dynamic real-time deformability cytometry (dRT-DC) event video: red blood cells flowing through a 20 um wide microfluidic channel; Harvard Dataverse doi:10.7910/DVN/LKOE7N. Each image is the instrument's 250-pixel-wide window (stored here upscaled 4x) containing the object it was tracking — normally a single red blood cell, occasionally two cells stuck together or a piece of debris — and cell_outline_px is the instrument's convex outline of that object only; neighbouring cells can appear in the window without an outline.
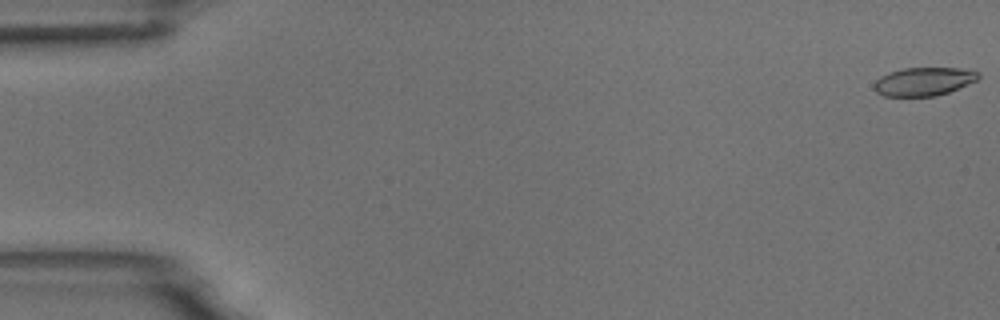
{"species": "common noctule bat (a hibernating species)", "species_latin": "Nyctalus noctula", "temperature_condition": "room temperature", "stored_images_in_passage": 55, "camera_frame_rate_fps": 3000, "um_per_image_px": 0.085, "animal": {"sex": "male", "body_mass_g": 18.8}, "frame": {"image": 1, "passage_image": 1, "time_ms": 0.0, "image_size_px": [1000, 320], "cell_outline_px": [[980, 76], [976, 80], [968, 84], [948, 92], [936, 96], [884, 96], [876, 92], [872, 88], [872, 84], [880, 76], [888, 72], [904, 68], [960, 68], [980, 72]], "centroid_in_image_um": [78.47, 6.93], "position_along_channel_um": 6.5, "area_um2": 17.34}}
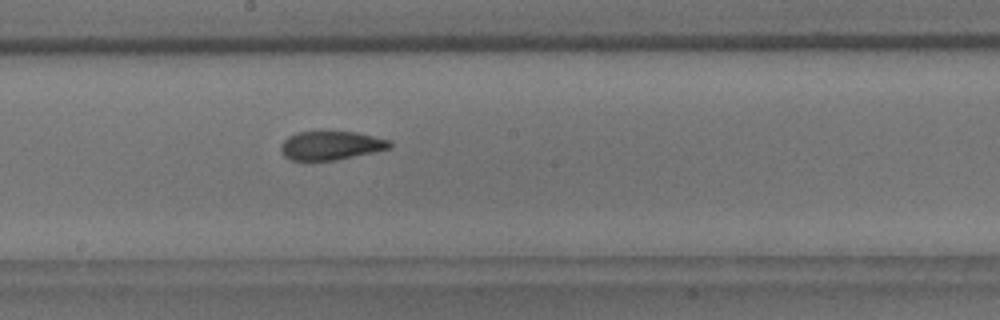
{"frame": {"image": 2, "passage_image": 30, "time_ms": 9.667, "image_size_px": [1000, 320], "cell_outline_px": [[392, 144], [388, 148], [372, 152], [336, 160], [292, 160], [284, 156], [280, 148], [284, 140], [288, 136], [296, 132], [356, 132], [392, 140]], "centroid_in_image_um": [28.12, 12.36], "position_along_channel_um": 220.1, "area_um2": 18.03}}
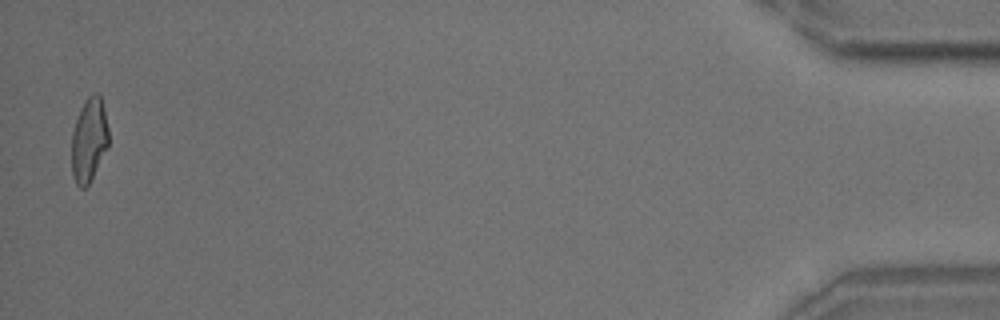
{"frame": {"image": 3, "passage_image": 54, "time_ms": 17.667, "image_size_px": [1000, 320], "cell_outline_px": [[108, 148], [88, 184], [84, 188], [80, 188], [76, 184], [72, 176], [72, 132], [80, 108], [84, 100], [92, 92], [100, 92], [104, 108], [108, 128]], "centroid_in_image_um": [7.57, 11.85], "position_along_channel_um": 427.6, "area_um2": 18.26}, "authors_computed_cell_mechanics": {"area_um2": 18.8428, "velocity_mm_per_s": 3.7273, "shape_relaxation_time_tau1_ms": 8.9985, "shape_relaxation_time_tau2_ms": 2.1681, "deformation_change_tau1": 0.2075, "deformation_change_tau2": 0.0951}}